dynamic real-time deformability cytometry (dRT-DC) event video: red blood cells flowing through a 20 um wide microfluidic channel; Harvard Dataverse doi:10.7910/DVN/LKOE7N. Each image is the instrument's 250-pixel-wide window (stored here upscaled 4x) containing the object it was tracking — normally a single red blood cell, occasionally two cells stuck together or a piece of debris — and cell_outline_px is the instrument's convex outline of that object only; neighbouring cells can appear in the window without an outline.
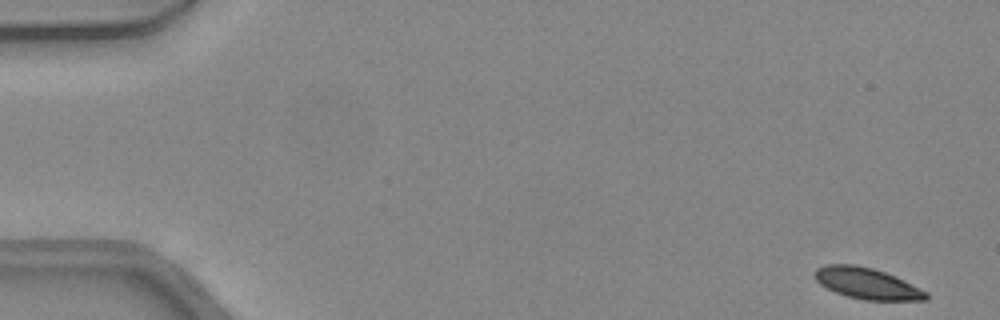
{"species": "common noctule bat (a hibernating species)", "species_latin": "Nyctalus noctula", "temperature_condition": "warm", "stored_images_in_passage": 46, "camera_frame_rate_fps": 3000, "um_per_image_px": 0.085, "animal": {"sex": "female", "body_mass_g": 24.6, "forearm_length_mm": 56.2}, "frame": {"image": 1, "passage_image": 1, "time_ms": 0.0, "image_size_px": [1000, 320], "cell_outline_px": [[928, 300], [864, 300], [848, 296], [836, 292], [820, 284], [816, 280], [812, 272], [816, 268], [828, 264], [856, 264], [872, 268], [884, 272], [928, 292]], "centroid_in_image_um": [73.65, 24.08], "position_along_channel_um": 11.3, "area_um2": 20.0}}
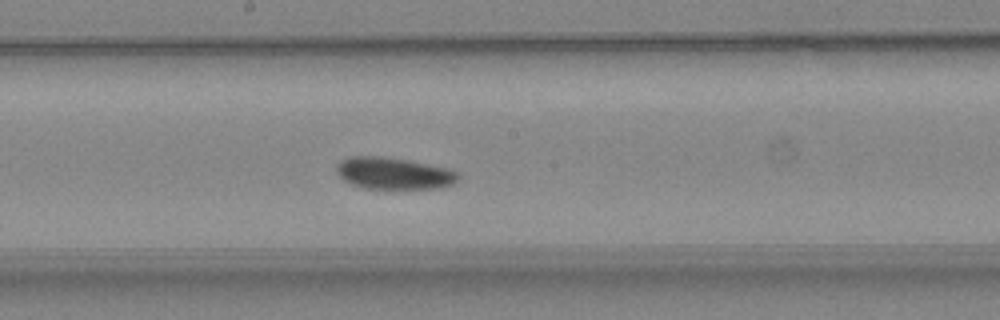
{"frame": {"image": 2, "passage_image": 25, "time_ms": 8.0, "image_size_px": [1000, 320], "cell_outline_px": [[460, 176], [452, 184], [440, 188], [364, 188], [352, 184], [344, 180], [336, 172], [336, 164], [340, 160], [352, 156], [384, 156], [408, 160], [448, 168], [456, 172]], "centroid_in_image_um": [33.44, 14.72], "position_along_channel_um": 214.8, "area_um2": 22.48}}
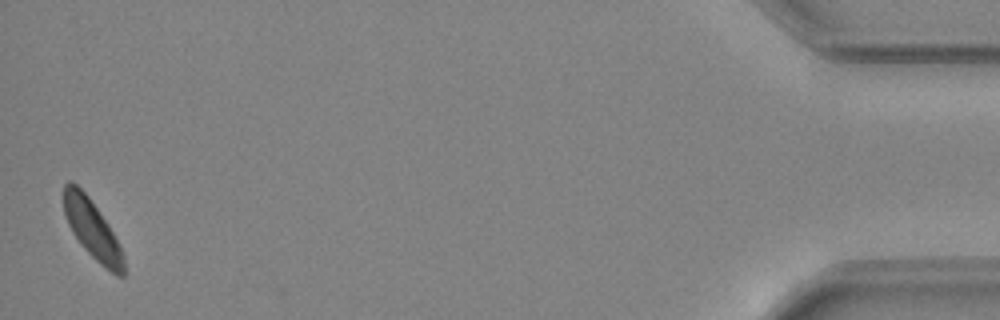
{"frame": {"image": 3, "passage_image": 46, "time_ms": 15.0, "image_size_px": [1000, 320], "cell_outline_px": [[128, 272], [124, 276], [116, 276], [104, 268], [80, 244], [72, 232], [68, 224], [64, 212], [64, 184], [68, 180], [72, 180], [88, 196], [108, 224], [120, 244], [124, 256]], "centroid_in_image_um": [7.89, 19.56], "position_along_channel_um": 427.3, "area_um2": 20.81}, "authors_computed_cell_mechanics": {"area_um2": 21.7906, "velocity_mm_per_s": 4.3443, "shape_relaxation_time_tau1_ms": 2.0949, "shape_relaxation_time_tau2_ms": null, "deformation_change_tau1": 0.066, "deformation_change_tau2": null}}